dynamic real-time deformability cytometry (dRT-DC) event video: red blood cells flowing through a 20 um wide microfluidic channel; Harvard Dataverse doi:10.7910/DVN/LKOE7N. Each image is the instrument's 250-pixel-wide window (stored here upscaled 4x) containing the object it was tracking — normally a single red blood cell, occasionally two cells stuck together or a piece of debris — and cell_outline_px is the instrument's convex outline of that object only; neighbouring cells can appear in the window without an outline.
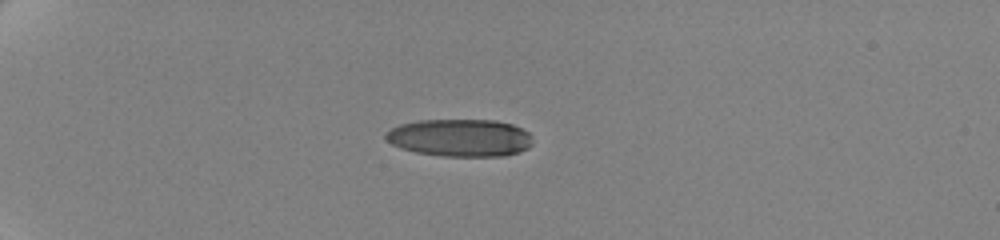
{"species": "human", "species_latin": "Homo sapiens", "temperature_condition": "cold", "stored_images_in_passage": 9, "camera_frame_rate_fps": 3000, "um_per_image_px": 0.085, "donor": {"sex": "female"}, "frame": {"image": 1, "passage_image": 6, "time_ms": 4.667, "image_size_px": [1000, 240], "cell_outline_px": [[532, 144], [528, 148], [520, 152], [504, 156], [444, 156], [416, 152], [400, 148], [392, 144], [384, 136], [392, 128], [400, 124], [420, 120], [496, 120], [512, 124], [528, 132], [532, 136]], "centroid_in_image_um": [39.14, 11.71], "position_along_channel_um": 45.9, "area_um2": 32.14}}
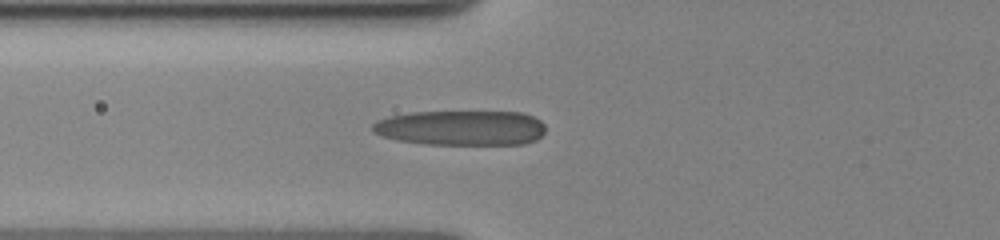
{"frame": {"image": 2, "passage_image": 9, "time_ms": 7.333, "image_size_px": [1000, 240], "cell_outline_px": [[544, 132], [536, 140], [524, 144], [424, 144], [396, 140], [380, 136], [372, 132], [372, 124], [376, 120], [388, 116], [412, 112], [520, 112], [532, 116], [540, 120], [544, 124]], "centroid_in_image_um": [39.14, 10.87], "position_along_channel_um": 86.7, "area_um2": 35.49}}